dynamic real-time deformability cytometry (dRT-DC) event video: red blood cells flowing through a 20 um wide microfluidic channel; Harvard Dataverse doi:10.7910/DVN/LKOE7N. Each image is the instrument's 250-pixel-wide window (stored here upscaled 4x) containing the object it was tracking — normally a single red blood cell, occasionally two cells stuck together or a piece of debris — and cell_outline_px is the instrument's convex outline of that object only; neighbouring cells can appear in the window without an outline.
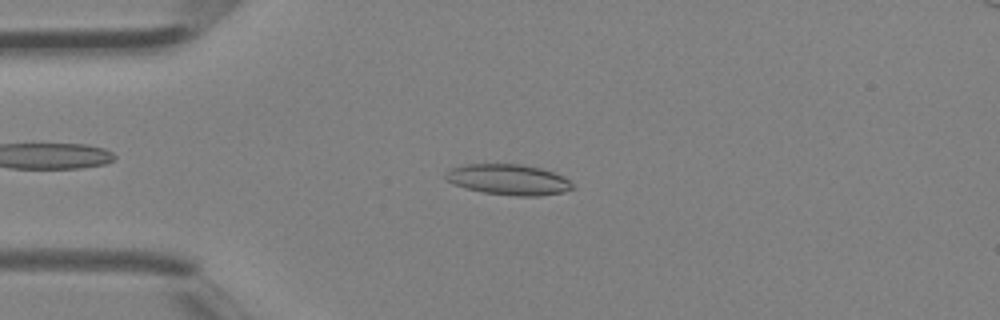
{"species": "Egyptian fruit bat (a non-hibernating species)", "species_latin": "Rousettus aegyptiacus", "temperature_condition": "room temperature", "stored_images_in_passage": 39, "camera_frame_rate_fps": 3000, "um_per_image_px": 0.085, "animal": {"sex": "female"}, "frame": {"image": 1, "passage_image": 9, "time_ms": 2.667, "image_size_px": [1000, 320], "cell_outline_px": [[576, 188], [564, 192], [540, 196], [516, 196], [484, 192], [468, 188], [456, 184], [448, 180], [444, 176], [448, 168], [468, 164], [524, 164], [540, 168], [564, 176]], "centroid_in_image_um": [43.26, 15.26], "position_along_channel_um": 41.7, "area_um2": 22.6}}
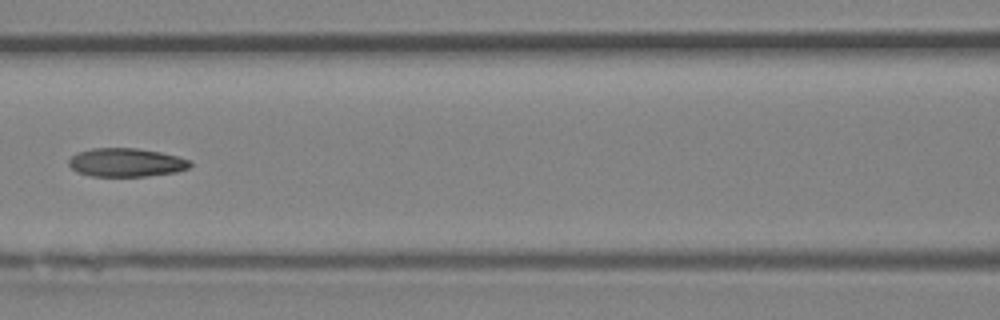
{"frame": {"image": 2, "passage_image": 17, "time_ms": 5.333, "image_size_px": [1000, 320], "cell_outline_px": [[192, 164], [188, 168], [176, 172], [148, 176], [92, 176], [76, 172], [68, 164], [68, 160], [76, 152], [92, 148], [136, 148], [160, 152], [192, 160]], "centroid_in_image_um": [10.71, 13.81], "position_along_channel_um": 155.9, "area_um2": 20.29}}
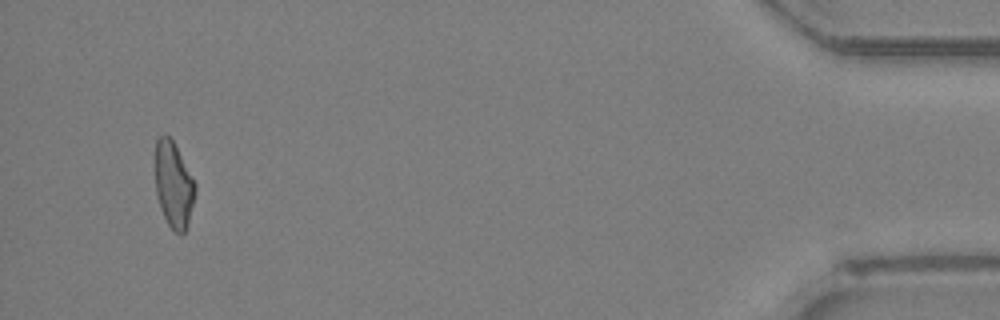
{"frame": {"image": 3, "passage_image": 37, "time_ms": 12.0, "image_size_px": [1000, 320], "cell_outline_px": [[196, 192], [188, 224], [184, 232], [180, 236], [168, 224], [160, 208], [156, 192], [156, 140], [164, 132], [172, 140], [196, 184]], "centroid_in_image_um": [14.76, 15.73], "position_along_channel_um": 420.4, "area_um2": 19.77}}